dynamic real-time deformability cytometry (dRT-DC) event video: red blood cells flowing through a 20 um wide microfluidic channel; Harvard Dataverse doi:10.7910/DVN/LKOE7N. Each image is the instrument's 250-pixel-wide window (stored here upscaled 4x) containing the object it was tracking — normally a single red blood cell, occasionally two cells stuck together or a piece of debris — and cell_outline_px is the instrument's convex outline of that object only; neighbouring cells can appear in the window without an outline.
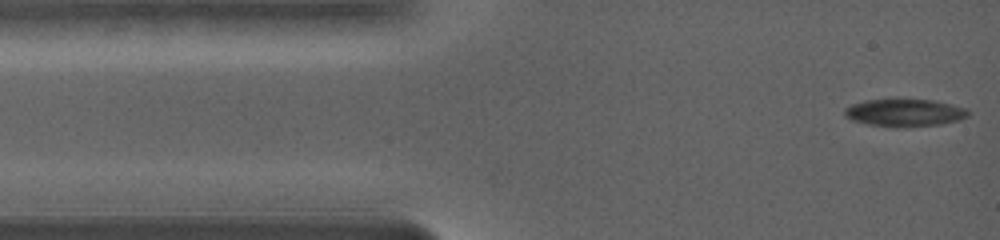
{"species": "common noctule bat (a hibernating species)", "species_latin": "Nyctalus noctula", "temperature_condition": "warm", "stored_images_in_passage": 64, "camera_frame_rate_fps": 5000, "um_per_image_px": 0.085, "animal": {"sex": "female", "body_mass_g": 19.0, "forearm_length_mm": 56.7}, "frame": {"image": 1, "passage_image": 1, "time_ms": 0.0, "image_size_px": [1000, 240], "cell_outline_px": [[972, 112], [968, 116], [960, 120], [940, 124], [904, 128], [896, 128], [868, 124], [852, 120], [844, 116], [844, 108], [852, 104], [868, 100], [932, 100], [952, 104], [968, 108]], "centroid_in_image_um": [76.94, 9.6], "position_along_channel_um": 8.1, "area_um2": 20.0}}
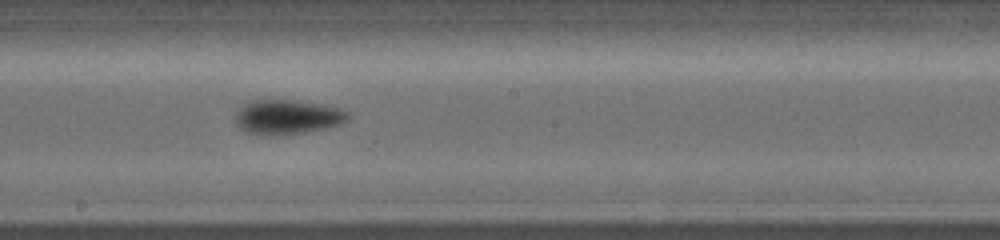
{"frame": {"image": 2, "passage_image": 30, "time_ms": 7.8, "image_size_px": [1000, 240], "cell_outline_px": [[344, 120], [336, 124], [320, 128], [296, 132], [252, 132], [244, 128], [240, 124], [236, 116], [248, 104], [256, 100], [288, 100], [332, 108], [344, 112]], "centroid_in_image_um": [24.38, 9.9], "position_along_channel_um": 223.8, "area_um2": 19.59}}
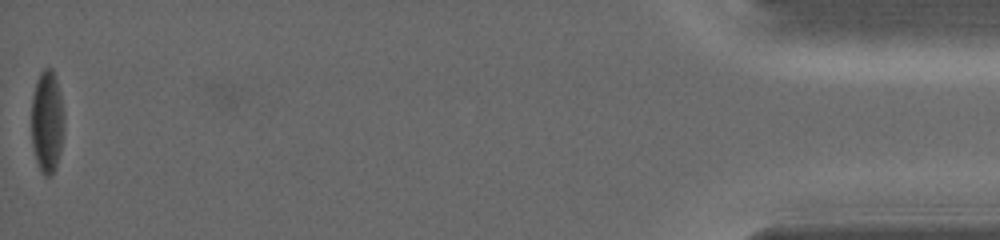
{"frame": {"image": 3, "passage_image": 64, "time_ms": 17.6, "image_size_px": [1000, 240], "cell_outline_px": [[60, 148], [56, 164], [52, 172], [48, 176], [44, 176], [36, 160], [32, 144], [32, 96], [36, 80], [40, 72], [44, 68], [52, 68], [56, 80], [60, 96]], "centroid_in_image_um": [3.93, 10.29], "position_along_channel_um": 431.3, "area_um2": 18.21}, "authors_computed_cell_mechanics": {"area_um2": 17.7446, "velocity_mm_per_s": 3.6175, "shape_relaxation_time_tau1_ms": 3.2485, "shape_relaxation_time_tau2_ms": 3.1762, "deformation_change_tau1": 0.1846, "deformation_change_tau2": 0.0843}}